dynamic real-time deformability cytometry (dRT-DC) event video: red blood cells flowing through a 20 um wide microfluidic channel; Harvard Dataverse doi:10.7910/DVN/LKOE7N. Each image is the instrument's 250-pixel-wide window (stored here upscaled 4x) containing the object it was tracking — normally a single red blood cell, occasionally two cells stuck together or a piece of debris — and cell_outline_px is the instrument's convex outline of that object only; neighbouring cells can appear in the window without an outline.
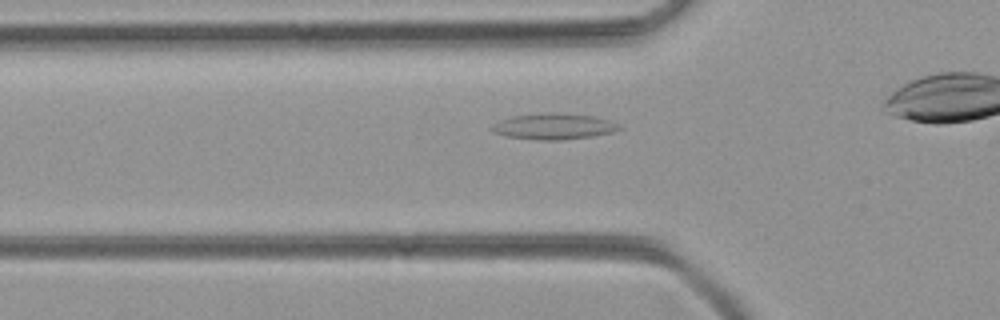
{"species": "common noctule bat (a hibernating species)", "species_latin": "Nyctalus noctula", "temperature_condition": "room temperature", "stored_images_in_passage": 31, "camera_frame_rate_fps": 3000, "um_per_image_px": 0.085, "animal": {"sex": "female", "body_mass_g": 21.9}, "frame": {"image": 1, "passage_image": 8, "time_ms": 2.333, "image_size_px": [1000, 320], "cell_outline_px": [[620, 128], [612, 132], [564, 140], [536, 140], [504, 136], [492, 132], [492, 124], [500, 120], [512, 116], [548, 112], [596, 116], [608, 120], [616, 124]], "centroid_in_image_um": [46.99, 10.74], "position_along_channel_um": 78.8, "area_um2": 19.13}}
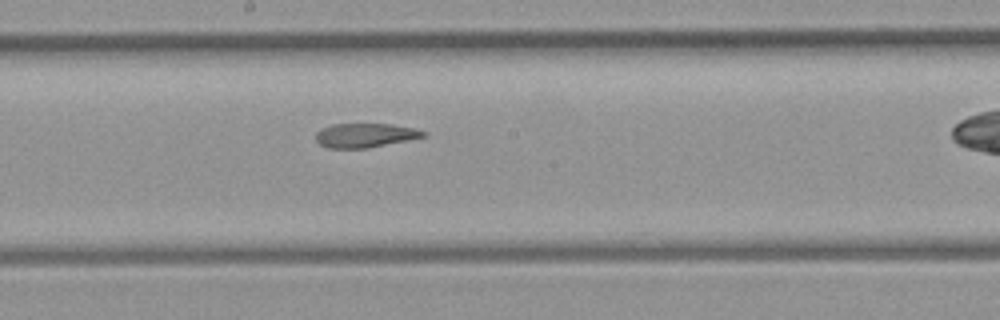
{"frame": {"image": 2, "passage_image": 18, "time_ms": 5.667, "image_size_px": [1000, 320], "cell_outline_px": [[428, 136], [368, 148], [328, 148], [320, 144], [316, 140], [316, 132], [320, 128], [332, 124], [392, 124], [416, 128], [428, 132]], "centroid_in_image_um": [31.07, 11.49], "position_along_channel_um": 217.1, "area_um2": 15.32}}
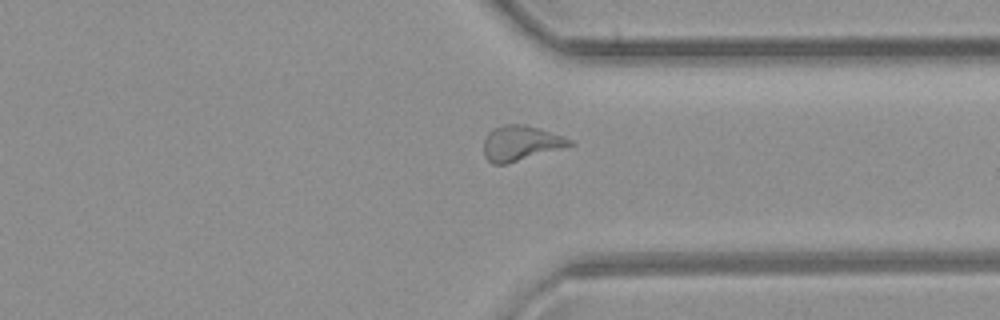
{"frame": {"image": 3, "passage_image": 29, "time_ms": 9.333, "image_size_px": [1000, 320], "cell_outline_px": [[576, 144], [564, 148], [504, 164], [492, 164], [484, 156], [484, 140], [488, 132], [492, 128], [504, 124], [524, 124], [564, 136], [572, 140]], "centroid_in_image_um": [44.26, 12.16], "position_along_channel_um": 367.1, "area_um2": 17.57}}